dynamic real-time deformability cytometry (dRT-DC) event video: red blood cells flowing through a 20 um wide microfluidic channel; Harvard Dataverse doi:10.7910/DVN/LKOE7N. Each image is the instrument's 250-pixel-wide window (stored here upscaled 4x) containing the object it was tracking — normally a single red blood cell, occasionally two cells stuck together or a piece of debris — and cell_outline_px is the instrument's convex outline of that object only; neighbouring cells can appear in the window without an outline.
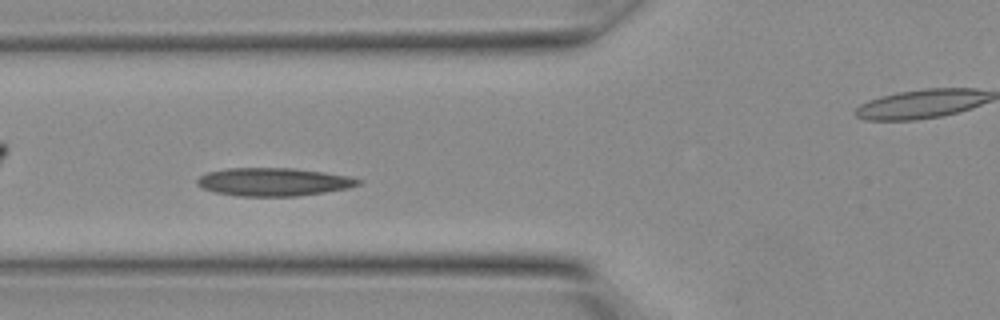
{"species": "Egyptian fruit bat (a non-hibernating species)", "species_latin": "Rousettus aegyptiacus", "temperature_condition": "warm", "stored_images_in_passage": 12, "camera_frame_rate_fps": 3000, "um_per_image_px": 0.085, "animal": {"sex": "female"}, "frame": {"image": 1, "passage_image": 7, "time_ms": 2.0, "image_size_px": [1000, 320], "cell_outline_px": [[360, 184], [348, 188], [324, 192], [296, 196], [240, 196], [216, 192], [204, 188], [196, 184], [196, 180], [200, 176], [208, 172], [228, 168], [296, 168], [324, 172], [348, 176], [360, 180]], "centroid_in_image_um": [23.24, 15.45], "position_along_channel_um": 102.6, "area_um2": 26.18}}
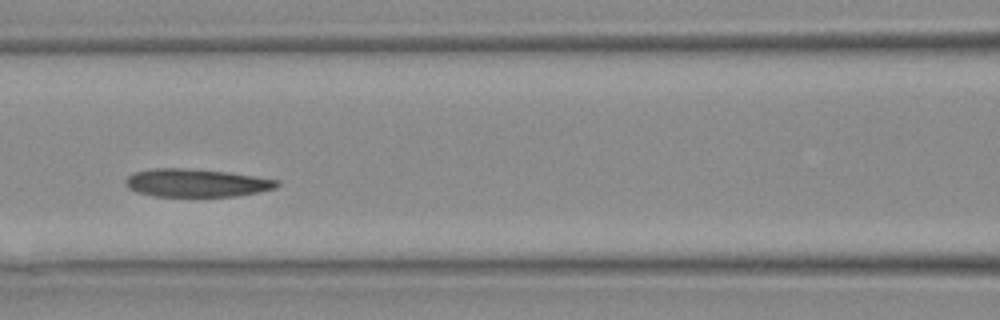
{"frame": {"image": 2, "passage_image": 9, "time_ms": 2.667, "image_size_px": [1000, 320], "cell_outline_px": [[280, 184], [276, 188], [236, 196], [152, 196], [136, 192], [128, 188], [124, 184], [124, 180], [132, 172], [156, 168], [180, 168], [228, 172], [280, 180]], "centroid_in_image_um": [16.65, 15.54], "position_along_channel_um": 150.0, "area_um2": 24.74}}